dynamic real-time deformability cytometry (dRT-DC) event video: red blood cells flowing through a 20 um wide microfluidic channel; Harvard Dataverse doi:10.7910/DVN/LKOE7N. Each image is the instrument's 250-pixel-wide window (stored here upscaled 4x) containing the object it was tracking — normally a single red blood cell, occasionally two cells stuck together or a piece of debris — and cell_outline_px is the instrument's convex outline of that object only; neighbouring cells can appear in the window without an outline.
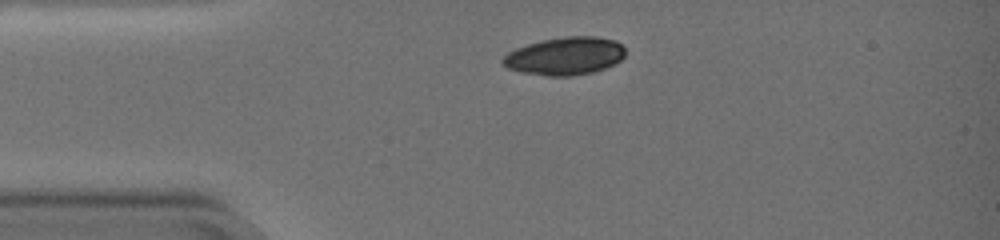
{"species": "common noctule bat (a hibernating species)", "species_latin": "Nyctalus noctula", "temperature_condition": "warm", "stored_images_in_passage": 42, "camera_frame_rate_fps": 3000, "um_per_image_px": 0.085, "animal": {"sex": "female", "body_mass_g": 19.0, "forearm_length_mm": 51.5}, "frame": {"image": 1, "passage_image": 1, "time_ms": 0.0, "image_size_px": [1000, 240], "cell_outline_px": [[624, 56], [620, 60], [604, 68], [592, 72], [572, 76], [548, 76], [520, 72], [508, 68], [500, 60], [508, 52], [516, 48], [528, 44], [544, 40], [568, 36], [592, 36], [612, 40], [620, 44], [624, 48]], "centroid_in_image_um": [47.99, 4.77], "position_along_channel_um": 37.0, "area_um2": 26.7}}
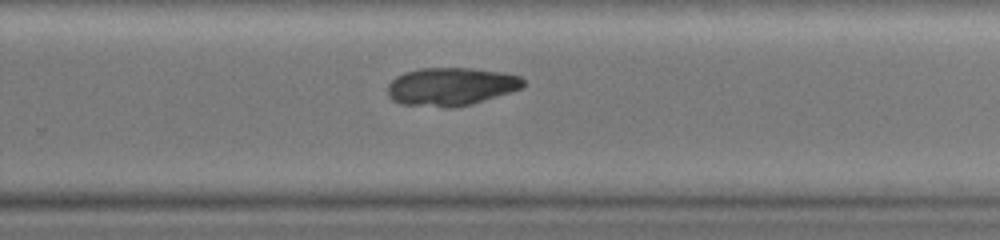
{"frame": {"image": 2, "passage_image": 27, "time_ms": 8.667, "image_size_px": [1000, 240], "cell_outline_px": [[524, 84], [520, 88], [472, 104], [456, 108], [444, 108], [400, 104], [392, 100], [388, 96], [388, 84], [396, 76], [404, 72], [420, 68], [468, 68], [504, 72], [520, 76], [524, 80]], "centroid_in_image_um": [38.28, 7.36], "position_along_channel_um": 291.5, "area_um2": 30.23}}
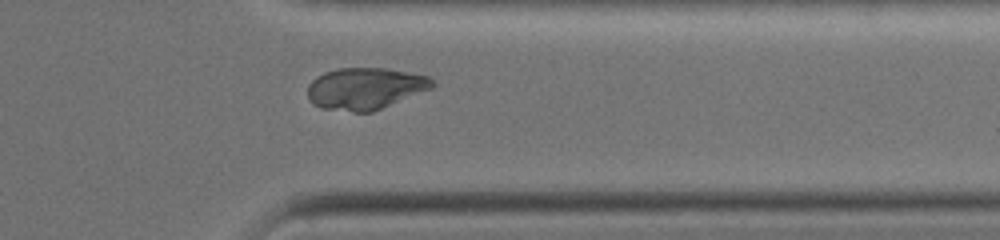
{"frame": {"image": 3, "passage_image": 35, "time_ms": 11.333, "image_size_px": [1000, 240], "cell_outline_px": [[436, 84], [432, 88], [372, 112], [352, 112], [320, 108], [312, 104], [308, 100], [308, 84], [316, 76], [324, 72], [336, 68], [384, 68], [428, 76]], "centroid_in_image_um": [30.99, 7.53], "position_along_channel_um": 380.4, "area_um2": 30.46}}